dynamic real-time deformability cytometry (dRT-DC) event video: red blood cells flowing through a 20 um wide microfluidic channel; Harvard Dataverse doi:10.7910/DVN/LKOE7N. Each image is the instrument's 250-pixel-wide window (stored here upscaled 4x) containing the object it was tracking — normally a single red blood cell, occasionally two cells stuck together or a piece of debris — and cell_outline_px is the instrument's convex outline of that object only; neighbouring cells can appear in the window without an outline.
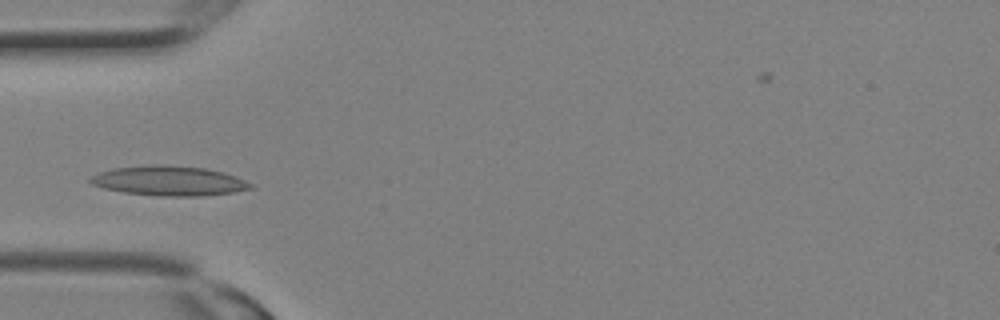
{"species": "Egyptian fruit bat (a non-hibernating species)", "species_latin": "Rousettus aegyptiacus", "temperature_condition": "room temperature", "stored_images_in_passage": 1, "camera_frame_rate_fps": 3000, "um_per_image_px": 0.085, "animal": {"sex": "female"}, "frame": {"image": 1, "passage_image": 1, "time_ms": 0.0, "image_size_px": [1000, 320], "cell_outline_px": [[252, 188], [232, 192], [200, 196], [156, 196], [124, 192], [104, 188], [92, 184], [88, 180], [88, 176], [96, 172], [112, 168], [148, 164], [164, 164], [204, 168], [224, 172], [236, 176], [252, 184]], "centroid_in_image_um": [14.29, 15.35], "position_along_channel_um": 70.7, "area_um2": 28.03}}